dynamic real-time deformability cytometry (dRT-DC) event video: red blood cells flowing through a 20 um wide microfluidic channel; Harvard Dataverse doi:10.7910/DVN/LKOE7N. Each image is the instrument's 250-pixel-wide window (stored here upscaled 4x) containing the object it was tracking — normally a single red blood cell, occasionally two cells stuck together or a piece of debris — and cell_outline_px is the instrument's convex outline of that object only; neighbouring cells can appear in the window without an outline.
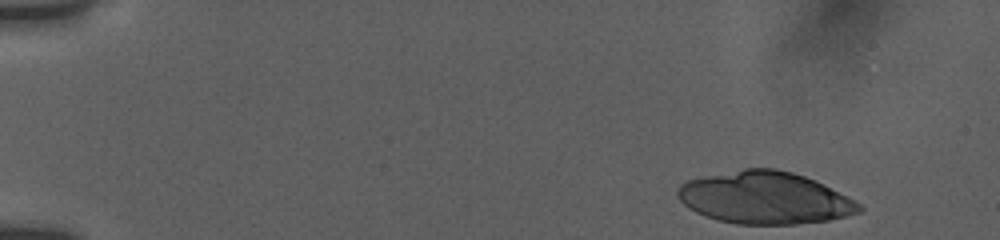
{"species": "human", "species_latin": "Homo sapiens", "temperature_condition": "room temperature", "stored_images_in_passage": 36, "segment_of_instrument_passage": [1, 2], "camera_frame_rate_fps": 3000, "um_per_image_px": 0.085, "donor": {"sex": "female"}, "frame": {"image": 1, "passage_image": 1, "time_ms": 0.0, "image_size_px": [1000, 240], "cell_outline_px": [[864, 208], [860, 212], [828, 220], [796, 224], [736, 224], [720, 220], [696, 212], [688, 208], [676, 196], [676, 192], [680, 184], [688, 180], [704, 176], [744, 168], [776, 168], [792, 172], [816, 180], [824, 184], [860, 204]], "centroid_in_image_um": [64.99, 16.8], "position_along_channel_um": 20.0, "area_um2": 55.03}}